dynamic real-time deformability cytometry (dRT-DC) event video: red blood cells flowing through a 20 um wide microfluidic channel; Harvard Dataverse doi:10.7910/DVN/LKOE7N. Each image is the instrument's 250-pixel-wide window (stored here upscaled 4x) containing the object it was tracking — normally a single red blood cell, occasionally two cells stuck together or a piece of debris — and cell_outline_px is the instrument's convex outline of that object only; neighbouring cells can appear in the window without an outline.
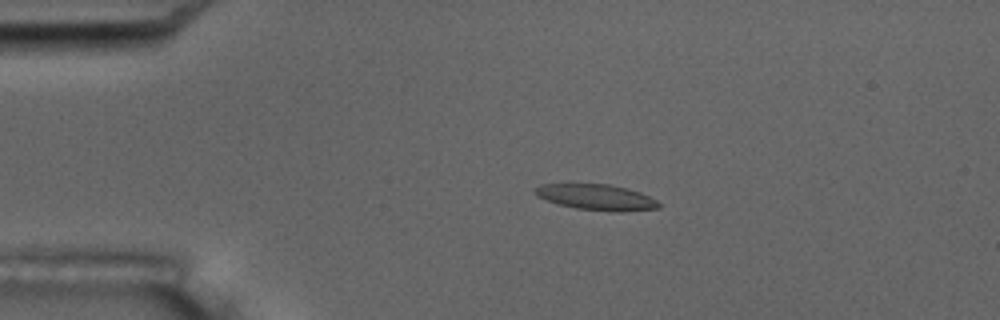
{"species": "common noctule bat (a hibernating species)", "species_latin": "Nyctalus noctula", "temperature_condition": "room temperature", "stored_images_in_passage": 7, "camera_frame_rate_fps": 3000, "um_per_image_px": 0.085, "animal": {"sex": "male", "body_mass_g": 17.5, "forearm_length_mm": 52.3}, "frame": {"image": 1, "passage_image": 3, "time_ms": 3.333, "image_size_px": [1000, 320], "cell_outline_px": [[660, 208], [620, 212], [576, 208], [560, 204], [536, 196], [536, 188], [540, 184], [608, 184], [628, 188], [640, 192], [656, 200], [660, 204]], "centroid_in_image_um": [50.74, 16.76], "position_along_channel_um": 34.3, "area_um2": 18.32}}
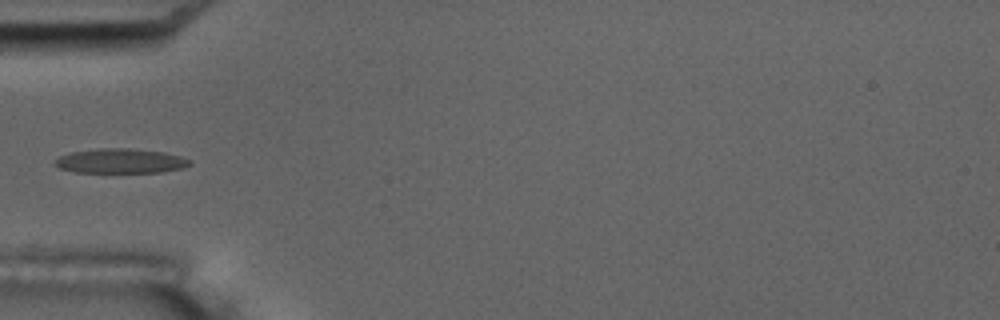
{"frame": {"image": 2, "passage_image": 5, "time_ms": 5.667, "image_size_px": [1000, 320], "cell_outline_px": [[192, 164], [184, 168], [160, 172], [72, 172], [60, 168], [52, 164], [52, 160], [68, 152], [100, 148], [128, 148], [164, 152], [180, 156], [192, 160]], "centroid_in_image_um": [10.21, 13.68], "position_along_channel_um": 74.8, "area_um2": 19.59}}